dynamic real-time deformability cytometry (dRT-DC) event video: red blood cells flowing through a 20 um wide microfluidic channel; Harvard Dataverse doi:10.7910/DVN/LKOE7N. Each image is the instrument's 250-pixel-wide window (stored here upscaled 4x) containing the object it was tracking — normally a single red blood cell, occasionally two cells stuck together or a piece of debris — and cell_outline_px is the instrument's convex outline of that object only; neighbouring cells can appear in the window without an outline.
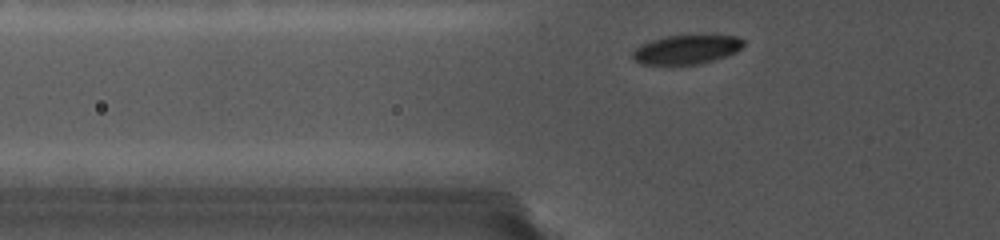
{"species": "common noctule bat (a hibernating species)", "species_latin": "Nyctalus noctula", "temperature_condition": "cold", "stored_images_in_passage": 14, "camera_frame_rate_fps": 5000, "um_per_image_px": 0.085, "animal": {"sex": "female", "body_mass_g": 19.0, "forearm_length_mm": 56.7}, "frame": {"image": 1, "passage_image": 2, "time_ms": 0.4, "image_size_px": [1000, 240], "cell_outline_px": [[744, 44], [736, 52], [712, 60], [696, 64], [640, 64], [632, 56], [632, 52], [640, 44], [652, 40], [668, 36], [700, 32], [736, 36], [744, 40]], "centroid_in_image_um": [58.39, 4.14], "position_along_channel_um": 67.4, "area_um2": 19.31}}
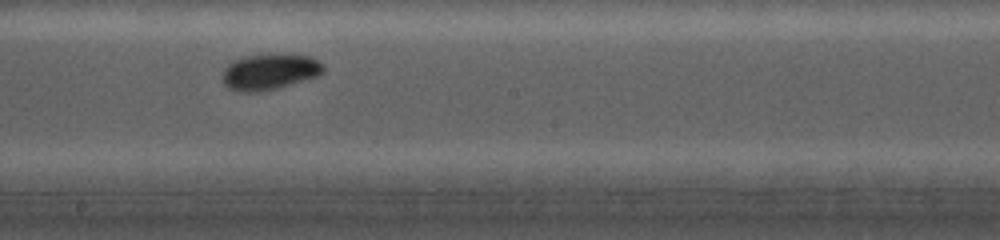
{"frame": {"image": 2, "passage_image": 7, "time_ms": 4.8, "image_size_px": [1000, 240], "cell_outline_px": [[324, 68], [316, 76], [272, 88], [256, 92], [232, 88], [224, 80], [224, 68], [228, 64], [244, 56], [308, 56], [324, 64]], "centroid_in_image_um": [22.92, 6.09], "position_along_channel_um": 225.3, "area_um2": 19.42}}
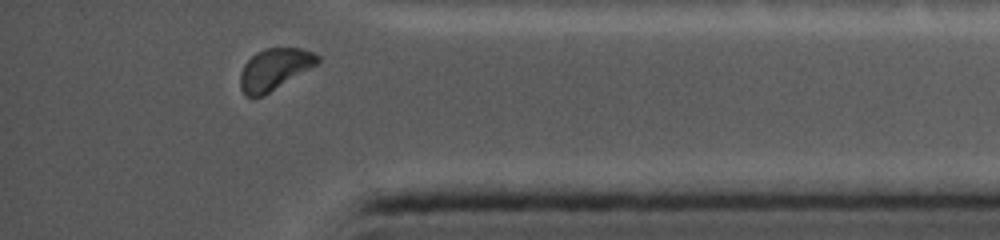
{"frame": {"image": 3, "passage_image": 13, "time_ms": 9.8, "image_size_px": [1000, 240], "cell_outline_px": [[320, 60], [316, 64], [264, 96], [244, 96], [240, 88], [240, 72], [244, 64], [256, 52], [264, 48], [300, 48], [312, 52], [320, 56]], "centroid_in_image_um": [23.29, 5.88], "position_along_channel_um": 411.9, "area_um2": 18.55}, "authors_computed_cell_mechanics": {"area_um2": 19.2763, "velocity_mm_per_s": 3.7324, "shape_relaxation_time_tau1_ms": 0.6316, "shape_relaxation_time_tau2_ms": null, "deformation_change_tau1": 0.0523, "deformation_change_tau2": null}}